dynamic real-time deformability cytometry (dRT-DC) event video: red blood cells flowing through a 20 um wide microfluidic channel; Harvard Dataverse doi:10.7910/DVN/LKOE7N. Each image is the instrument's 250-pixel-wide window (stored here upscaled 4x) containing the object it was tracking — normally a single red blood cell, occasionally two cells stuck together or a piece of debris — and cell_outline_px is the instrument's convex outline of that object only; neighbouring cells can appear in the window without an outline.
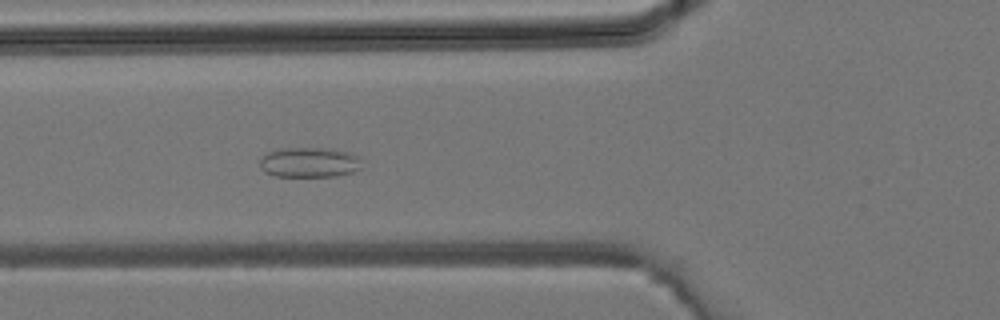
{"species": "common noctule bat (a hibernating species)", "species_latin": "Nyctalus noctula", "temperature_condition": "room temperature", "stored_images_in_passage": 19, "camera_frame_rate_fps": 3000, "um_per_image_px": 0.085, "animal": {"sex": "male", "body_mass_g": 19.2, "forearm_length_mm": 51.8}, "frame": {"image": 1, "passage_image": 5, "time_ms": 1.333, "image_size_px": [1000, 320], "cell_outline_px": [[360, 168], [352, 172], [336, 176], [276, 176], [264, 172], [260, 168], [260, 160], [268, 152], [280, 148], [328, 148], [344, 152], [356, 156]], "centroid_in_image_um": [26.21, 13.8], "position_along_channel_um": 99.6, "area_um2": 17.51}}
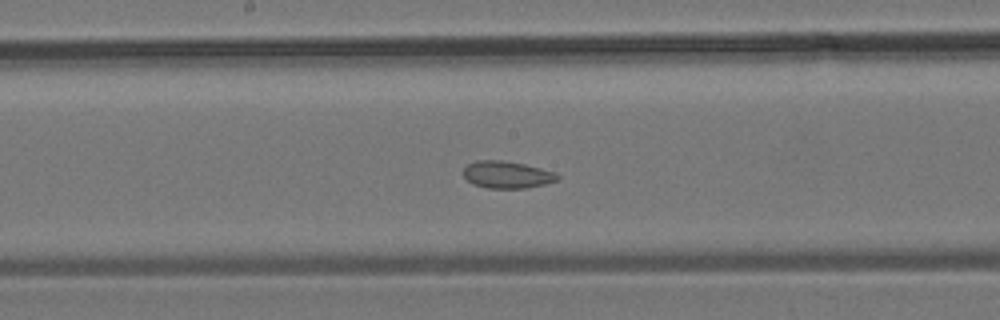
{"frame": {"image": 2, "passage_image": 11, "time_ms": 3.333, "image_size_px": [1000, 320], "cell_outline_px": [[560, 176], [556, 180], [544, 184], [524, 188], [488, 188], [472, 184], [464, 176], [464, 168], [468, 164], [476, 160], [500, 160], [524, 164], [556, 172]], "centroid_in_image_um": [43.08, 14.84], "position_along_channel_um": 205.1, "area_um2": 14.74}}
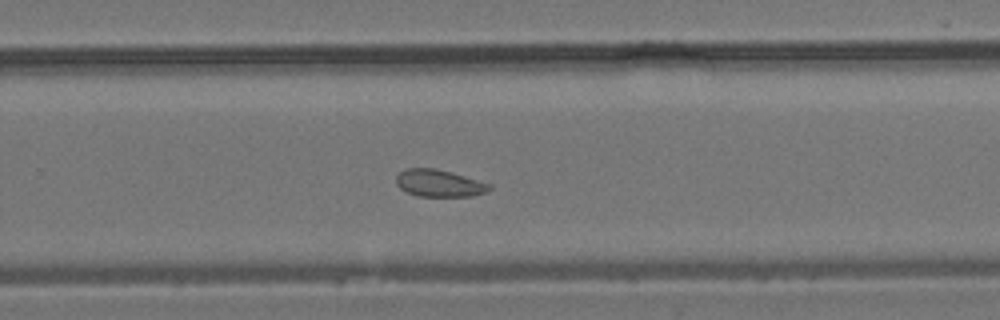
{"frame": {"image": 3, "passage_image": 16, "time_ms": 5.0, "image_size_px": [1000, 320], "cell_outline_px": [[492, 188], [484, 192], [472, 196], [420, 196], [408, 192], [400, 188], [396, 184], [396, 176], [404, 168], [432, 168], [452, 172], [492, 184]], "centroid_in_image_um": [37.33, 15.56], "position_along_channel_um": 292.5, "area_um2": 14.68}}